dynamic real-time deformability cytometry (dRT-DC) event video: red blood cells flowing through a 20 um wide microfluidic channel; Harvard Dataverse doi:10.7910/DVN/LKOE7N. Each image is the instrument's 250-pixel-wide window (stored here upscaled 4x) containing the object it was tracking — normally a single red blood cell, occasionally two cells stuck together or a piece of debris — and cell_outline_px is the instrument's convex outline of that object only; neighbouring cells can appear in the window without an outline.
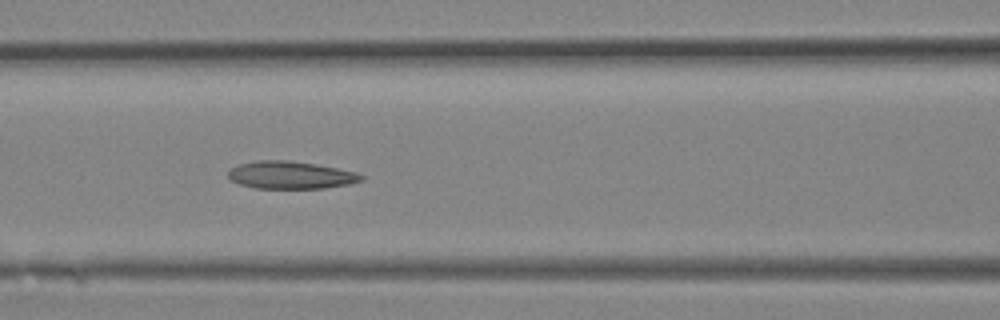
{"species": "Egyptian fruit bat (a non-hibernating species)", "species_latin": "Rousettus aegyptiacus", "temperature_condition": "room temperature", "stored_images_in_passage": 17, "camera_frame_rate_fps": 3000, "um_per_image_px": 0.085, "animal": {"sex": "female"}, "frame": {"image": 1, "passage_image": 12, "time_ms": 3.667, "image_size_px": [1000, 320], "cell_outline_px": [[364, 180], [348, 184], [324, 188], [256, 188], [240, 184], [232, 180], [228, 176], [228, 172], [236, 164], [256, 160], [288, 160], [316, 164], [356, 172], [364, 176]], "centroid_in_image_um": [24.69, 14.87], "position_along_channel_um": 141.9, "area_um2": 21.33}}
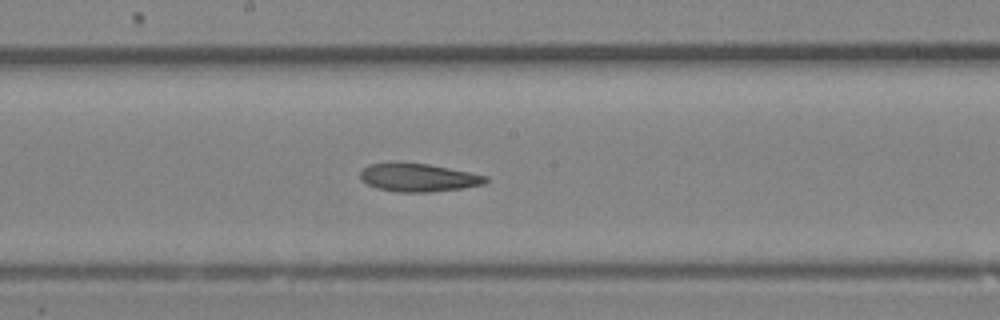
{"frame": {"image": 2, "passage_image": 15, "time_ms": 4.667, "image_size_px": [1000, 320], "cell_outline_px": [[488, 180], [484, 184], [464, 188], [432, 192], [396, 192], [376, 188], [360, 180], [360, 172], [368, 164], [392, 160], [428, 164], [488, 176]], "centroid_in_image_um": [35.49, 15.07], "position_along_channel_um": 212.7, "area_um2": 21.1}}
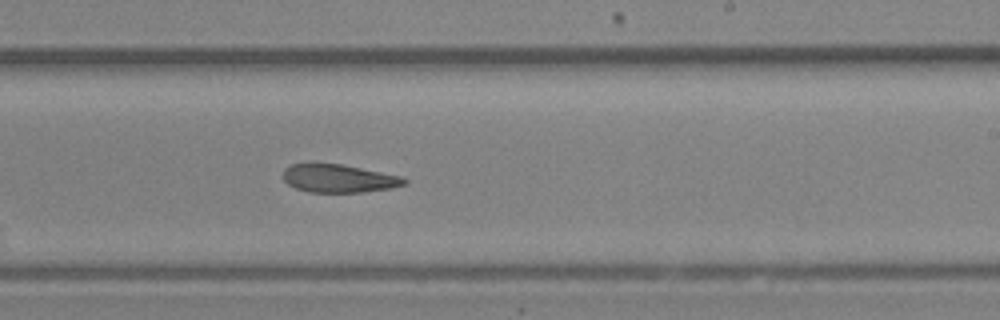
{"frame": {"image": 3, "passage_image": 17, "time_ms": 5.333, "image_size_px": [1000, 320], "cell_outline_px": [[408, 184], [392, 188], [364, 192], [308, 192], [296, 188], [288, 184], [284, 180], [284, 168], [292, 164], [308, 160], [340, 164], [400, 176], [408, 180]], "centroid_in_image_um": [28.74, 15.14], "position_along_channel_um": 260.3, "area_um2": 20.35}}